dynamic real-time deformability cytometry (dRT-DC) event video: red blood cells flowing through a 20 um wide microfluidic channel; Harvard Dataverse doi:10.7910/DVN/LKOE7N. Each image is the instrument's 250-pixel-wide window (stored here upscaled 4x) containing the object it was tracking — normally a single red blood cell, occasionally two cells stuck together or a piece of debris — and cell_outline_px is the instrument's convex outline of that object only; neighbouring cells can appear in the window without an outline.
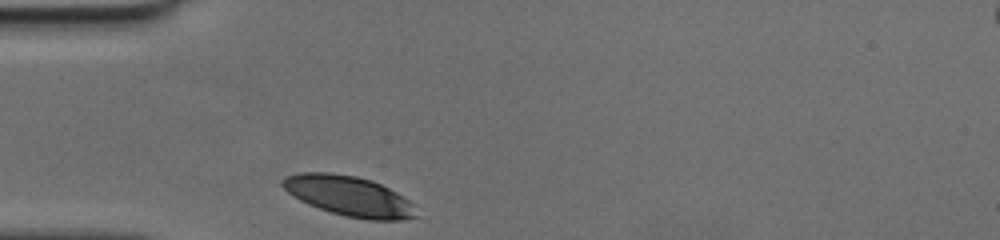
{"species": "human", "species_latin": "Homo sapiens", "temperature_condition": "cold", "stored_images_in_passage": 25, "camera_frame_rate_fps": 3000, "um_per_image_px": 0.085, "donor": {"sex": "female"}, "frame": {"image": 1, "passage_image": 1, "time_ms": 0.0, "image_size_px": [1000, 240], "cell_outline_px": [[420, 216], [400, 220], [368, 220], [348, 216], [332, 212], [308, 204], [292, 196], [280, 184], [280, 180], [284, 176], [300, 172], [328, 172], [356, 176], [372, 180], [396, 192], [408, 200], [412, 204]], "centroid_in_image_um": [29.64, 16.65], "position_along_channel_um": 55.4, "area_um2": 31.21}}
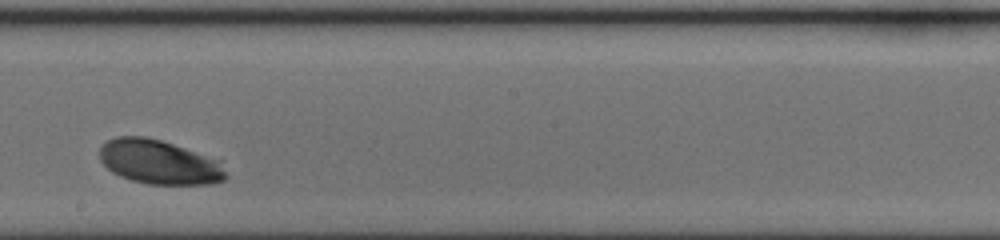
{"frame": {"image": 2, "passage_image": 15, "time_ms": 4.667, "image_size_px": [1000, 240], "cell_outline_px": [[228, 176], [224, 180], [212, 184], [148, 184], [132, 180], [120, 176], [112, 172], [100, 160], [100, 144], [116, 136], [144, 136], [160, 140], [220, 160]], "centroid_in_image_um": [13.53, 13.78], "position_along_channel_um": 234.7, "area_um2": 32.54}}
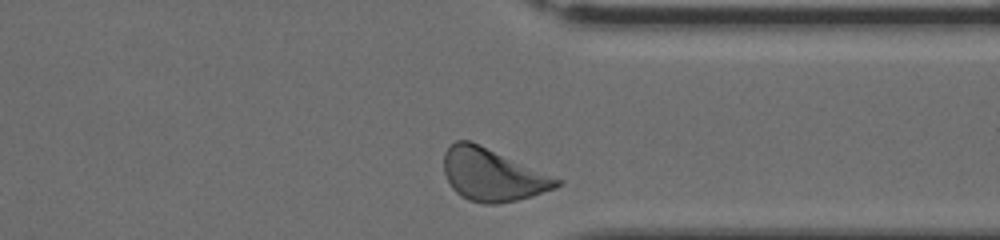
{"frame": {"image": 3, "passage_image": 25, "time_ms": 8.0, "image_size_px": [1000, 240], "cell_outline_px": [[564, 180], [556, 188], [516, 200], [496, 204], [484, 204], [468, 200], [460, 196], [452, 188], [444, 172], [444, 152], [456, 140], [468, 140], [480, 144]], "centroid_in_image_um": [41.86, 14.85], "position_along_channel_um": 369.5, "area_um2": 34.45}}